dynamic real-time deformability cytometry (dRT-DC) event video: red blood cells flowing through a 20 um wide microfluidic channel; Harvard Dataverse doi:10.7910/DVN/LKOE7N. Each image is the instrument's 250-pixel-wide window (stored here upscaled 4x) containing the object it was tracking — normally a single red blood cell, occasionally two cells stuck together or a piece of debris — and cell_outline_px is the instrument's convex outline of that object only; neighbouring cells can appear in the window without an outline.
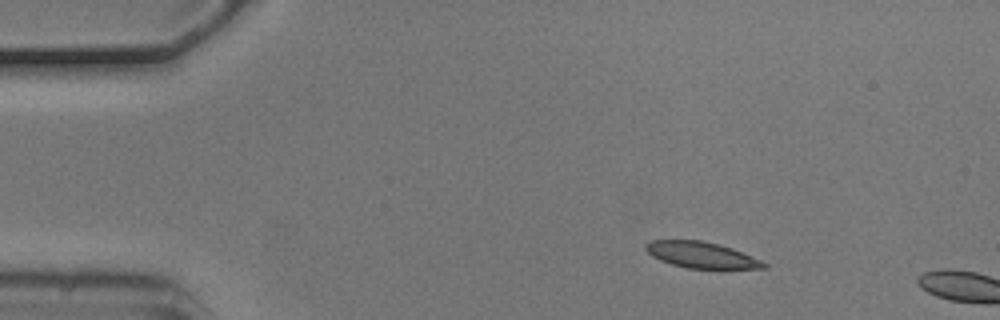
{"species": "common noctule bat (a hibernating species)", "species_latin": "Nyctalus noctula", "temperature_condition": "cold", "stored_images_in_passage": 2, "camera_frame_rate_fps": 3000, "um_per_image_px": 0.085, "animal": {"sex": "male", "body_mass_g": 20.5, "forearm_length_mm": 52.5}, "frame": {"image": 1, "passage_image": 1, "time_ms": 0.0, "image_size_px": [1000, 320], "cell_outline_px": [[768, 268], [688, 268], [672, 264], [660, 260], [652, 256], [644, 248], [644, 244], [652, 240], [700, 240], [732, 248], [760, 260], [768, 264]], "centroid_in_image_um": [59.58, 21.66], "position_along_channel_um": 25.4, "area_um2": 17.69}}